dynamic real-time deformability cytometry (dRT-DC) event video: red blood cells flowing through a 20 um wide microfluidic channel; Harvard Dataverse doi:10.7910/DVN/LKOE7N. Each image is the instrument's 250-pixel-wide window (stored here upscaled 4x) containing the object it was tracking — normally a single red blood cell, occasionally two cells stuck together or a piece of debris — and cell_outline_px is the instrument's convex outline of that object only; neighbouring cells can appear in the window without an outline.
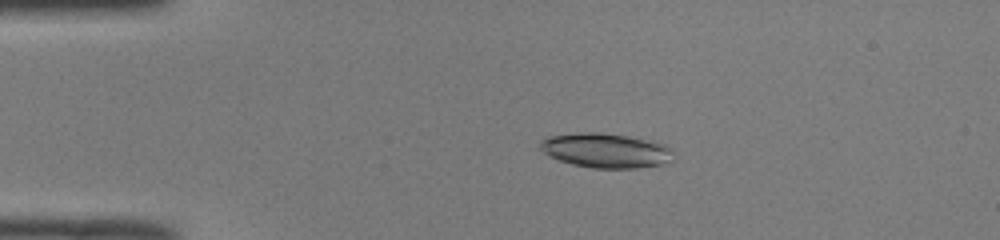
{"species": "common noctule bat (a hibernating species)", "species_latin": "Nyctalus noctula", "temperature_condition": "room temperature", "stored_images_in_passage": 51, "camera_frame_rate_fps": 3000, "um_per_image_px": 0.085, "animal": {"sex": "male", "body_mass_g": 19.0, "forearm_length_mm": 50.8}, "frame": {"image": 1, "passage_image": 11, "time_ms": 3.333, "image_size_px": [1000, 240], "cell_outline_px": [[672, 160], [660, 164], [636, 168], [592, 168], [572, 164], [548, 156], [540, 148], [540, 140], [544, 136], [584, 132], [600, 132], [628, 136], [664, 144], [672, 148]], "centroid_in_image_um": [51.44, 12.78], "position_along_channel_um": 33.6, "area_um2": 26.82}}
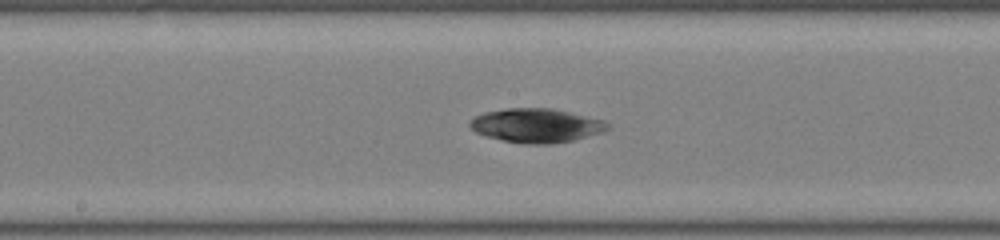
{"frame": {"image": 2, "passage_image": 27, "time_ms": 8.667, "image_size_px": [1000, 240], "cell_outline_px": [[612, 128], [600, 132], [572, 140], [552, 144], [524, 144], [504, 140], [488, 136], [476, 132], [468, 124], [476, 116], [484, 112], [504, 108], [552, 108], [604, 120], [612, 124]], "centroid_in_image_um": [45.62, 10.66], "position_along_channel_um": 202.6, "area_um2": 27.17}}
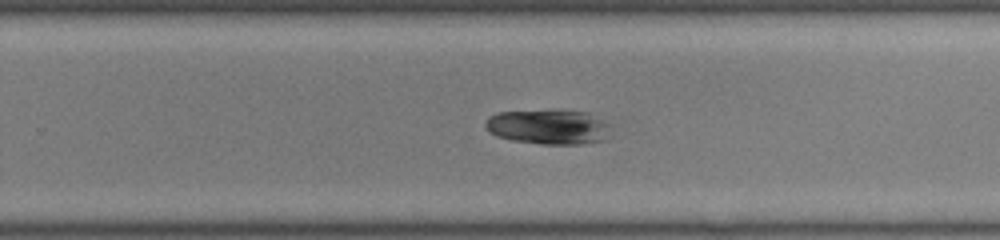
{"frame": {"image": 3, "passage_image": 33, "time_ms": 10.667, "image_size_px": [1000, 240], "cell_outline_px": [[612, 136], [608, 140], [584, 144], [540, 144], [512, 140], [496, 136], [488, 132], [484, 124], [488, 116], [496, 112], [552, 108], [556, 108], [588, 112], [612, 124]], "centroid_in_image_um": [46.69, 10.76], "position_along_channel_um": 283.1, "area_um2": 26.93}, "authors_computed_cell_mechanics": {"area_um2": 28.4954, "velocity_mm_per_s": 4.0064, "shape_relaxation_time_tau1_ms": 0.1838, "shape_relaxation_time_tau2_ms": null, "deformation_change_tau1": 0.0124, "deformation_change_tau2": null}}